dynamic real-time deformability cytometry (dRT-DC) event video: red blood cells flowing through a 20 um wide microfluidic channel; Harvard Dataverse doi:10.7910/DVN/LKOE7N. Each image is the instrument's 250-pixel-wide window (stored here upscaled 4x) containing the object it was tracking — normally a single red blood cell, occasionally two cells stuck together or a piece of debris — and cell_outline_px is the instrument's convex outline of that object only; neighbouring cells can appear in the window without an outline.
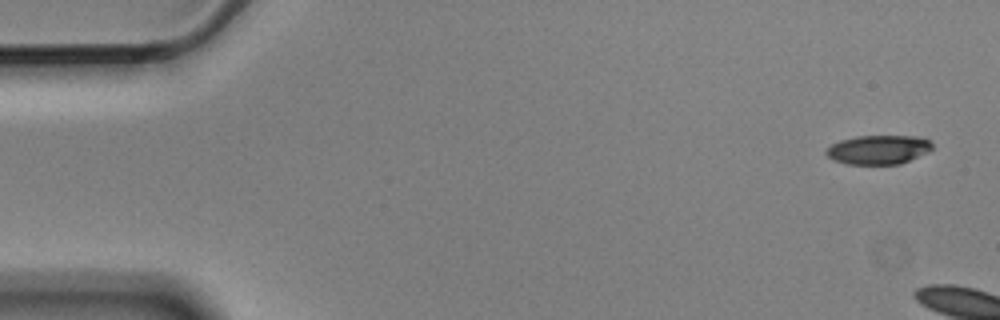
{"species": "Egyptian fruit bat (a non-hibernating species)", "species_latin": "Rousettus aegyptiacus", "temperature_condition": "cold", "stored_images_in_passage": 2, "camera_frame_rate_fps": 3000, "um_per_image_px": 0.085, "animal": {"sex": "male"}, "frame": {"image": 1, "passage_image": 1, "time_ms": 0.0, "image_size_px": [1000, 320], "cell_outline_px": [[932, 148], [928, 152], [900, 164], [848, 164], [832, 160], [824, 152], [832, 144], [840, 140], [856, 136], [916, 136], [928, 140], [932, 144]], "centroid_in_image_um": [74.64, 12.72], "position_along_channel_um": 10.4, "area_um2": 17.92}}